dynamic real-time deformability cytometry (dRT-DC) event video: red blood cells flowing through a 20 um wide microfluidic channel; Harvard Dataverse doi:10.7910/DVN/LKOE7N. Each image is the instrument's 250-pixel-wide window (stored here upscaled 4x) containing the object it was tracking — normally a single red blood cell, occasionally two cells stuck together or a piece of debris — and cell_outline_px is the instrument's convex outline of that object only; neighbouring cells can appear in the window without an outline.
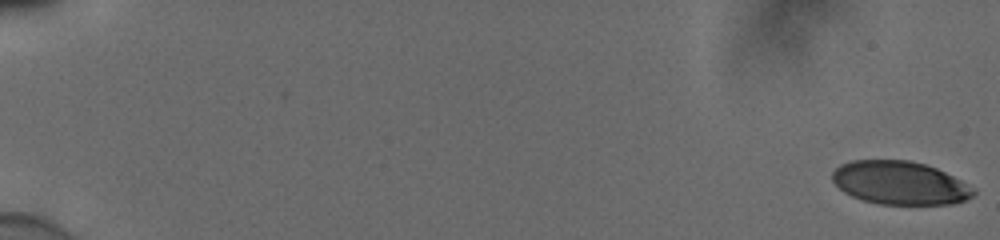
{"species": "human", "species_latin": "Homo sapiens", "temperature_condition": "cold", "stored_images_in_passage": 56, "camera_frame_rate_fps": 3000, "um_per_image_px": 0.085, "donor": {"sex": "male"}, "frame": {"image": 1, "passage_image": 1, "time_ms": 0.0, "image_size_px": [1000, 240], "cell_outline_px": [[976, 192], [972, 196], [964, 200], [952, 204], [880, 204], [864, 200], [852, 196], [844, 192], [832, 180], [832, 172], [840, 164], [852, 160], [908, 160], [924, 164], [936, 168], [976, 188]], "centroid_in_image_um": [76.48, 15.54], "position_along_channel_um": 8.5, "area_um2": 35.49}}
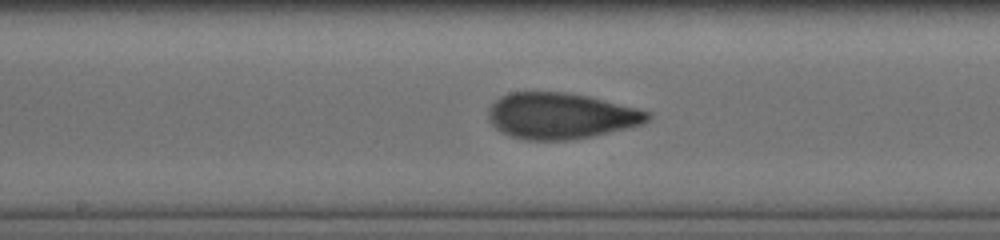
{"frame": {"image": 2, "passage_image": 32, "time_ms": 10.333, "image_size_px": [1000, 240], "cell_outline_px": [[652, 116], [644, 124], [592, 136], [572, 140], [524, 140], [508, 136], [500, 132], [488, 120], [488, 108], [500, 96], [512, 92], [564, 92], [588, 96], [652, 112]], "centroid_in_image_um": [47.64, 9.86], "position_along_channel_um": 200.6, "area_um2": 42.95}}
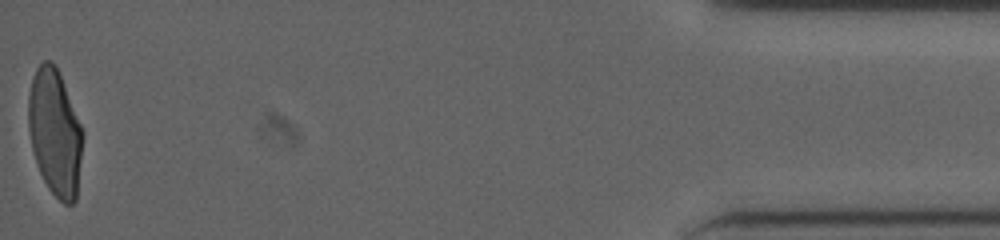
{"frame": {"image": 3, "passage_image": 56, "time_ms": 18.333, "image_size_px": [1000, 240], "cell_outline_px": [[84, 136], [76, 200], [72, 204], [64, 204], [48, 188], [36, 164], [32, 148], [28, 128], [28, 96], [32, 76], [36, 68], [44, 60], [52, 60], [56, 64], [60, 72], [84, 132]], "centroid_in_image_um": [4.67, 11.22], "position_along_channel_um": 430.5, "area_um2": 40.58}, "authors_computed_cell_mechanics": {"area_um2": 40.9224, "velocity_mm_per_s": 3.8775, "shape_relaxation_time_tau1_ms": 6.0695, "shape_relaxation_time_tau2_ms": 0.9796, "deformation_change_tau1": 0.2089, "deformation_change_tau2": 0.0739}}